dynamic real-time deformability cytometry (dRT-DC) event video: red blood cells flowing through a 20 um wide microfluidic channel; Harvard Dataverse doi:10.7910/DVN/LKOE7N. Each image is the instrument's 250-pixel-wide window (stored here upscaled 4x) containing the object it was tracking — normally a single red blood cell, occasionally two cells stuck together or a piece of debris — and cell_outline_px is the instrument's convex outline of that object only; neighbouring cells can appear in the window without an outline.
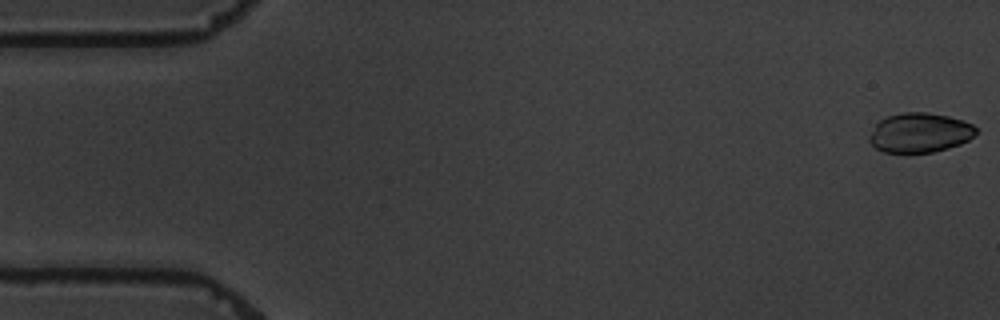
{"species": "common noctule bat (a hibernating species)", "species_latin": "Nyctalus noctula", "temperature_condition": "warm", "stored_images_in_passage": 10, "camera_frame_rate_fps": 3000, "um_per_image_px": 0.085, "animal": {"sex": "male", "body_mass_g": 19.5, "forearm_length_mm": 54.6}, "frame": {"image": 1, "passage_image": 1, "time_ms": 0.0, "image_size_px": [1000, 320], "cell_outline_px": [[976, 132], [968, 140], [960, 144], [948, 148], [932, 152], [884, 152], [876, 148], [868, 140], [868, 136], [876, 124], [880, 120], [888, 116], [904, 112], [924, 112], [948, 116], [972, 124], [976, 128]], "centroid_in_image_um": [78.15, 11.28], "position_along_channel_um": 6.8, "area_um2": 24.33}}
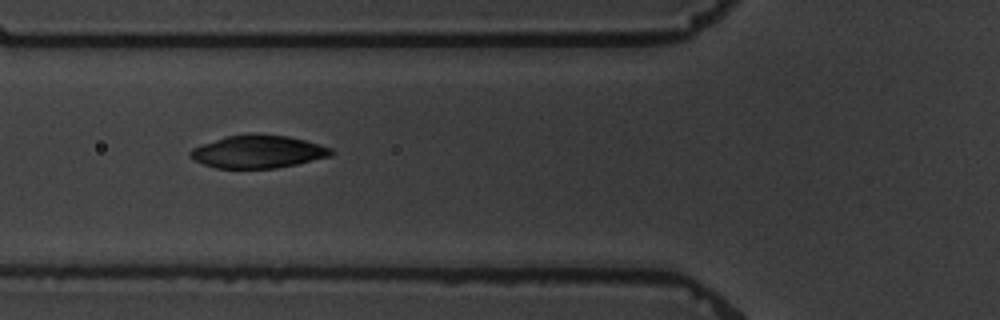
{"frame": {"image": 2, "passage_image": 7, "time_ms": 6.667, "image_size_px": [1000, 320], "cell_outline_px": [[332, 156], [296, 164], [276, 168], [216, 168], [192, 160], [188, 156], [188, 152], [192, 148], [200, 144], [224, 136], [288, 136], [304, 140], [332, 148]], "centroid_in_image_um": [21.87, 12.92], "position_along_channel_um": 103.9, "area_um2": 26.41}}
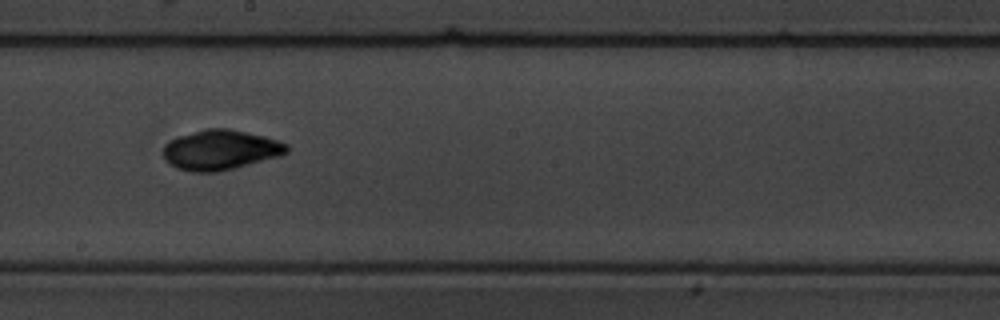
{"frame": {"image": 3, "passage_image": 10, "time_ms": 10.333, "image_size_px": [1000, 320], "cell_outline_px": [[288, 152], [280, 156], [216, 172], [192, 172], [176, 168], [168, 164], [164, 160], [164, 144], [168, 140], [204, 128], [228, 128], [264, 136], [288, 144]], "centroid_in_image_um": [18.7, 12.74], "position_along_channel_um": 229.5, "area_um2": 28.73}}